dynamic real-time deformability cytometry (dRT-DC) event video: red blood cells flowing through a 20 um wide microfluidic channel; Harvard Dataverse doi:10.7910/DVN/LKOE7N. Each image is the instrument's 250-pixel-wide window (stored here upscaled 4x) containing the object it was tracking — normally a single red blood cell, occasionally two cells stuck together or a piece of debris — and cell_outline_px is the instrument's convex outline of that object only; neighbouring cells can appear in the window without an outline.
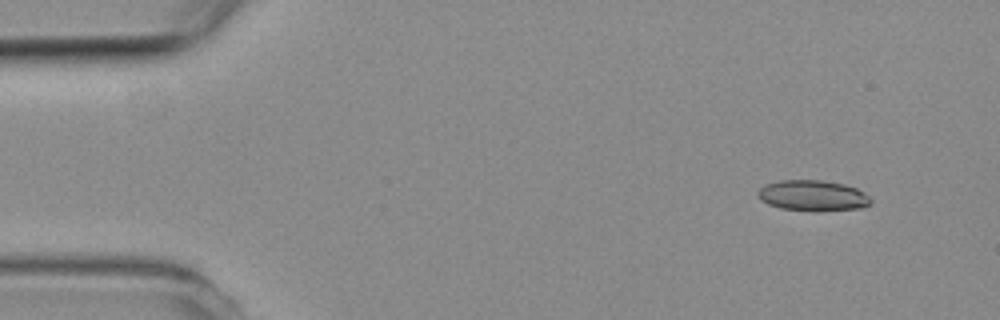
{"species": "common noctule bat (a hibernating species)", "species_latin": "Nyctalus noctula", "temperature_condition": "room temperature", "stored_images_in_passage": 5, "camera_frame_rate_fps": 3000, "um_per_image_px": 0.085, "animal": {"sex": "female", "body_mass_g": 19.3, "forearm_length_mm": 54.1}, "frame": {"image": 1, "passage_image": 2, "time_ms": 1.333, "image_size_px": [1000, 320], "cell_outline_px": [[872, 200], [864, 208], [780, 208], [768, 204], [760, 200], [756, 192], [764, 184], [780, 180], [820, 180], [844, 184], [856, 188], [864, 192]], "centroid_in_image_um": [69.03, 16.56], "position_along_channel_um": 16.0, "area_um2": 19.31}}
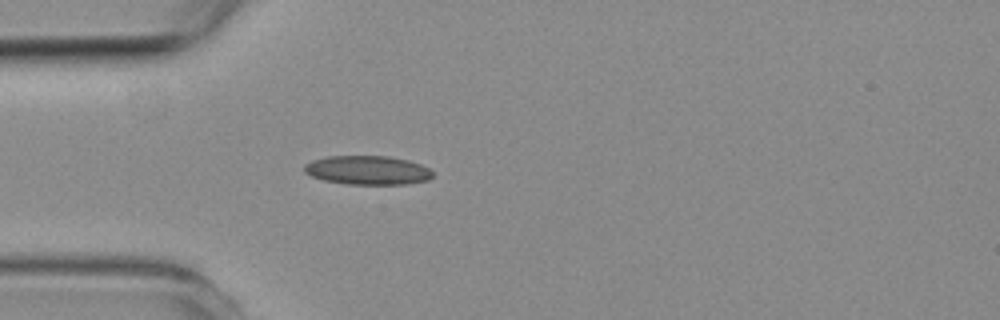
{"frame": {"image": 2, "passage_image": 5, "time_ms": 4.667, "image_size_px": [1000, 320], "cell_outline_px": [[432, 176], [428, 180], [408, 184], [348, 184], [324, 180], [312, 176], [304, 172], [304, 164], [312, 160], [328, 156], [388, 156], [408, 160], [420, 164], [428, 168], [432, 172]], "centroid_in_image_um": [31.24, 14.46], "position_along_channel_um": 53.8, "area_um2": 21.62}}